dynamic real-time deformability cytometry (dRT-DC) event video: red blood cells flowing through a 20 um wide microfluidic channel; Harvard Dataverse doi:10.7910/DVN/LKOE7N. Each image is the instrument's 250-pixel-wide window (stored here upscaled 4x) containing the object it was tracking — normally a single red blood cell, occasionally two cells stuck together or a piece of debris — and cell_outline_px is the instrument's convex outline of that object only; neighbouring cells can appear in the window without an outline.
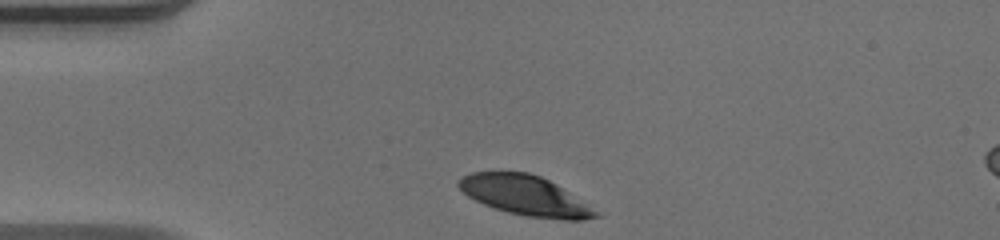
{"species": "human", "species_latin": "Homo sapiens", "temperature_condition": "warm", "stored_images_in_passage": 31, "camera_frame_rate_fps": 3000, "um_per_image_px": 0.085, "donor": {"sex": "male"}, "frame": {"image": 1, "passage_image": 1, "time_ms": 0.0, "image_size_px": [1000, 240], "cell_outline_px": [[600, 216], [584, 220], [564, 220], [528, 216], [508, 212], [484, 204], [468, 196], [456, 184], [456, 180], [472, 172], [528, 172], [540, 176], [556, 184], [600, 212]], "centroid_in_image_um": [44.65, 16.62], "position_along_channel_um": 40.3, "area_um2": 31.5}}
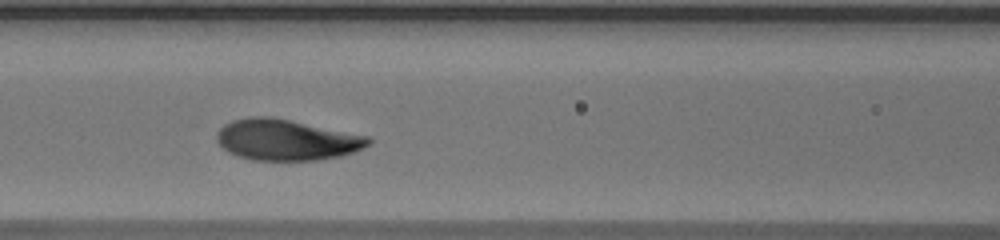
{"frame": {"image": 2, "passage_image": 11, "time_ms": 3.333, "image_size_px": [1000, 240], "cell_outline_px": [[372, 140], [364, 148], [340, 156], [316, 160], [252, 160], [236, 156], [228, 152], [216, 140], [216, 132], [224, 124], [232, 120], [252, 116], [272, 116], [368, 136]], "centroid_in_image_um": [24.31, 11.88], "position_along_channel_um": 142.3, "area_um2": 36.24}}
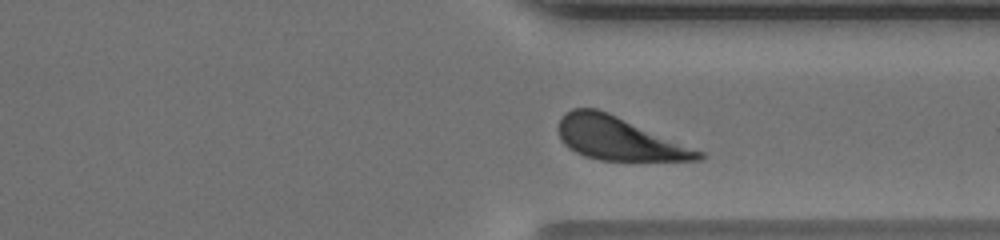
{"frame": {"image": 3, "passage_image": 27, "time_ms": 8.667, "image_size_px": [1000, 240], "cell_outline_px": [[704, 160], [600, 160], [584, 156], [568, 148], [564, 144], [556, 128], [564, 112], [572, 108], [596, 108], [608, 112], [704, 152]], "centroid_in_image_um": [52.56, 11.77], "position_along_channel_um": 358.8, "area_um2": 35.03}, "authors_computed_cell_mechanics": {"area_um2": 35.6048, "velocity_mm_per_s": 4.0614, "shape_relaxation_time_tau1_ms": 3.2518, "shape_relaxation_time_tau2_ms": null, "deformation_change_tau1": 0.1903, "deformation_change_tau2": null}}